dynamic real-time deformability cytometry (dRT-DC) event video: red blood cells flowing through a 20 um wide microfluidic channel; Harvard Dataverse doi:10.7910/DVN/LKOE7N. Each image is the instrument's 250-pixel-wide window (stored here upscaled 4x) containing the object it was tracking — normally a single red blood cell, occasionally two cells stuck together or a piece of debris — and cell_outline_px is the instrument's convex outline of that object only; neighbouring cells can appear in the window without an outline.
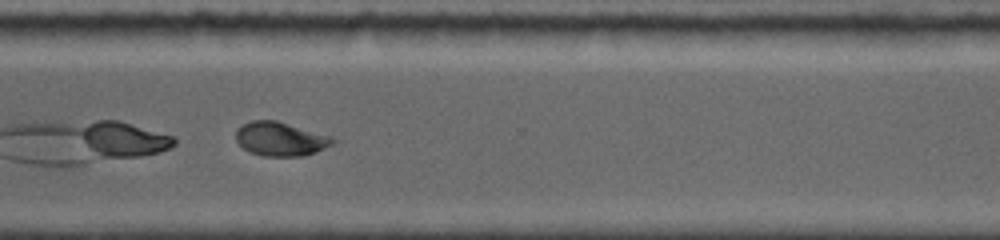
{"species": "common noctule bat (a hibernating species)", "species_latin": "Nyctalus noctula", "temperature_condition": "room temperature", "stored_images_in_passage": 44, "camera_frame_rate_fps": 5000, "um_per_image_px": 0.085, "animal": {"sex": "female", "body_mass_g": 19.0, "forearm_length_mm": 56.7}, "frame": {"image": 1, "passage_image": 39, "time_ms": 7.2, "image_size_px": [1000, 240], "cell_outline_px": [[336, 140], [332, 144], [316, 152], [304, 156], [264, 156], [252, 152], [244, 148], [236, 140], [236, 128], [252, 120], [276, 120], [332, 136]], "centroid_in_image_um": [23.85, 11.8], "position_along_channel_um": 346.7, "area_um2": 19.07}}